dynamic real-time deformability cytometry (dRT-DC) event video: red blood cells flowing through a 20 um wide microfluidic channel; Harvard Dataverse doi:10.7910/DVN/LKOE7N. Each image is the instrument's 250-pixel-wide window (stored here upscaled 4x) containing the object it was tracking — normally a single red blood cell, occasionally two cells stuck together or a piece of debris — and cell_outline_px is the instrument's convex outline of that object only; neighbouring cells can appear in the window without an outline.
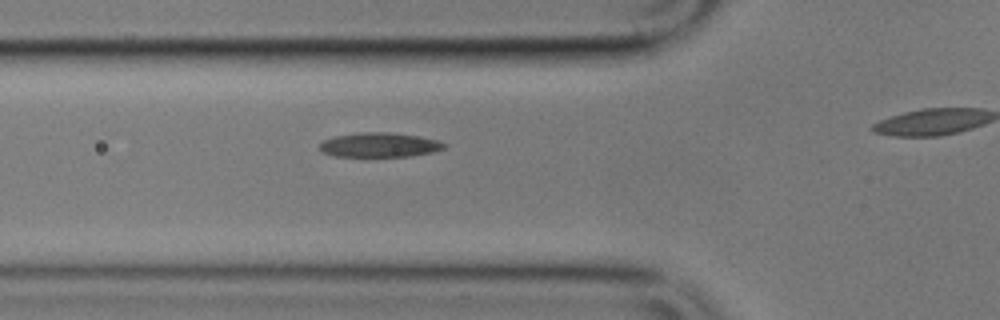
{"species": "common noctule bat (a hibernating species)", "species_latin": "Nyctalus noctula", "temperature_condition": "cold", "stored_images_in_passage": 3, "segment_of_instrument_passage": [1, 2], "camera_frame_rate_fps": 3000, "um_per_image_px": 0.085, "animal": {"sex": "male", "body_mass_g": 17.9}, "frame": {"image": 1, "passage_image": 2, "time_ms": 1.0, "image_size_px": [1000, 320], "cell_outline_px": [[448, 144], [444, 148], [432, 152], [412, 156], [336, 156], [324, 152], [320, 148], [320, 144], [324, 140], [336, 136], [360, 132], [388, 132], [416, 136], [436, 140]], "centroid_in_image_um": [32.28, 12.31], "position_along_channel_um": 93.5, "area_um2": 17.46}}